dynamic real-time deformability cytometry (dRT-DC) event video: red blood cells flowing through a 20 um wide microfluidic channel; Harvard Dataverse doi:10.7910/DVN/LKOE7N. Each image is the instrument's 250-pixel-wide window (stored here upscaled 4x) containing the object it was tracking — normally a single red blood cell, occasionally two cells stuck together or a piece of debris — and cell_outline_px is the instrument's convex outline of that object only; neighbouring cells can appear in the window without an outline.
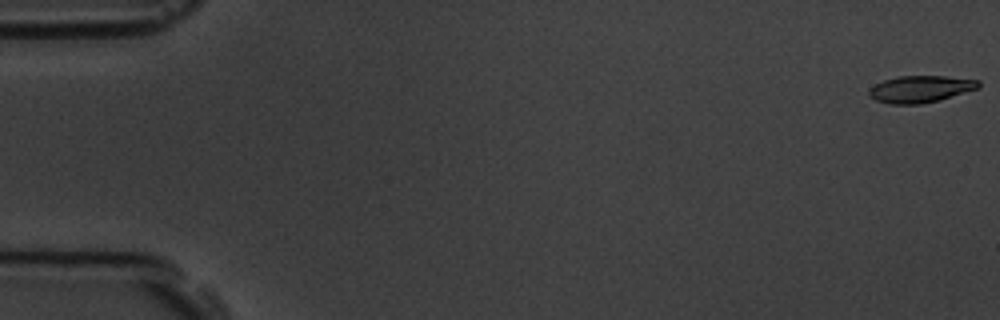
{"species": "common noctule bat (a hibernating species)", "species_latin": "Nyctalus noctula", "temperature_condition": "room temperature", "stored_images_in_passage": 5, "camera_frame_rate_fps": 3000, "um_per_image_px": 0.085, "animal": {"sex": "male", "body_mass_g": 19.5, "forearm_length_mm": 54.6}, "frame": {"image": 1, "passage_image": 1, "time_ms": 0.0, "image_size_px": [1000, 320], "cell_outline_px": [[980, 88], [940, 100], [920, 104], [888, 104], [876, 100], [868, 96], [868, 88], [884, 80], [896, 76], [944, 76], [980, 80]], "centroid_in_image_um": [78.23, 7.57], "position_along_channel_um": 6.8, "area_um2": 17.34}}
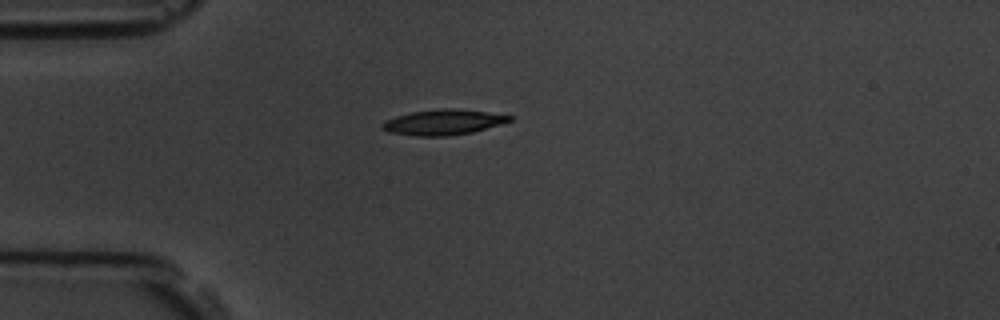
{"frame": {"image": 2, "passage_image": 5, "time_ms": 4.667, "image_size_px": [1000, 320], "cell_outline_px": [[512, 120], [500, 124], [472, 132], [448, 136], [416, 136], [392, 132], [380, 128], [380, 124], [384, 120], [396, 116], [412, 112], [440, 108], [452, 108], [488, 112], [512, 116]], "centroid_in_image_um": [37.64, 10.38], "position_along_channel_um": 47.4, "area_um2": 18.73}}